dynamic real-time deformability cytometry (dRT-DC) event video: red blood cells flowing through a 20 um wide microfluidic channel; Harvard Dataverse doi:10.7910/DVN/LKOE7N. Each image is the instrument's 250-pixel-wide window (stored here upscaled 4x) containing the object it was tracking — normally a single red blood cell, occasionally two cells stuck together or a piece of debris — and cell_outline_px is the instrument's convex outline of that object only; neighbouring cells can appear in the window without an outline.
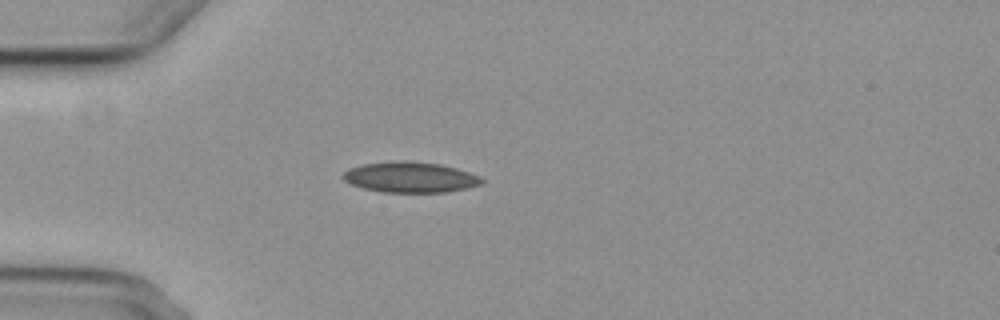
{"species": "common noctule bat (a hibernating species)", "species_latin": "Nyctalus noctula", "temperature_condition": "cold", "stored_images_in_passage": 2, "camera_frame_rate_fps": 3000, "um_per_image_px": 0.085, "animal": {"sex": "female", "body_mass_g": 29.2, "forearm_length_mm": 56.3}, "frame": {"image": 1, "passage_image": 2, "time_ms": 1.0, "image_size_px": [1000, 320], "cell_outline_px": [[484, 184], [448, 192], [380, 192], [364, 188], [352, 184], [344, 180], [340, 176], [348, 168], [364, 164], [404, 160], [440, 164], [456, 168], [480, 176], [484, 180]], "centroid_in_image_um": [34.88, 15.07], "position_along_channel_um": 50.1, "area_um2": 24.74}}